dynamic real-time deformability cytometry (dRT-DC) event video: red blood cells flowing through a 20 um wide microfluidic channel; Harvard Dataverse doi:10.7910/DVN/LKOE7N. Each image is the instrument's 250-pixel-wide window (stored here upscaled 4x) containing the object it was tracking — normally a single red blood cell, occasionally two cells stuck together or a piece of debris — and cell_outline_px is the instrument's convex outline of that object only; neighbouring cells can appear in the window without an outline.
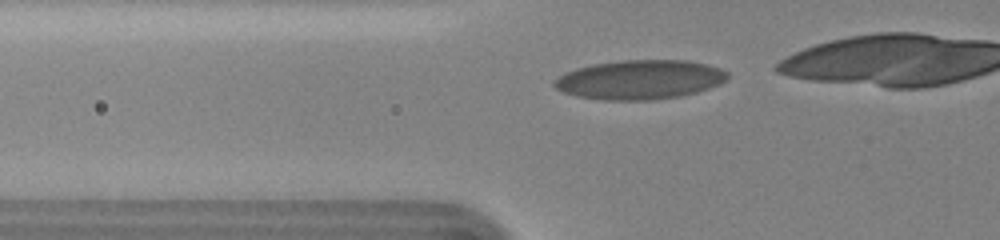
{"species": "human", "species_latin": "Homo sapiens", "temperature_condition": "cold", "stored_images_in_passage": 18, "camera_frame_rate_fps": 3000, "um_per_image_px": 0.085, "donor": {"sex": "female"}, "frame": {"image": 1, "passage_image": 8, "time_ms": 2.333, "image_size_px": [1000, 240], "cell_outline_px": [[728, 80], [720, 84], [696, 92], [680, 96], [648, 100], [604, 100], [580, 96], [564, 92], [556, 88], [552, 84], [552, 80], [564, 72], [576, 68], [592, 64], [620, 60], [684, 60], [704, 64], [720, 68], [728, 72]], "centroid_in_image_um": [54.36, 6.76], "position_along_channel_um": 71.4, "area_um2": 39.65}}